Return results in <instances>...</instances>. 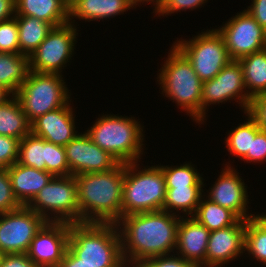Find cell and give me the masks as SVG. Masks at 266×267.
<instances>
[{"mask_svg": "<svg viewBox=\"0 0 266 267\" xmlns=\"http://www.w3.org/2000/svg\"><path fill=\"white\" fill-rule=\"evenodd\" d=\"M178 216L160 210L121 217L116 224L126 265L138 266L147 259L171 255L177 245Z\"/></svg>", "mask_w": 266, "mask_h": 267, "instance_id": "cell-1", "label": "cell"}, {"mask_svg": "<svg viewBox=\"0 0 266 267\" xmlns=\"http://www.w3.org/2000/svg\"><path fill=\"white\" fill-rule=\"evenodd\" d=\"M125 164L75 176L81 223H117L122 217Z\"/></svg>", "mask_w": 266, "mask_h": 267, "instance_id": "cell-2", "label": "cell"}, {"mask_svg": "<svg viewBox=\"0 0 266 267\" xmlns=\"http://www.w3.org/2000/svg\"><path fill=\"white\" fill-rule=\"evenodd\" d=\"M68 248L94 267H125L115 223H71Z\"/></svg>", "mask_w": 266, "mask_h": 267, "instance_id": "cell-3", "label": "cell"}, {"mask_svg": "<svg viewBox=\"0 0 266 267\" xmlns=\"http://www.w3.org/2000/svg\"><path fill=\"white\" fill-rule=\"evenodd\" d=\"M168 58L159 70L157 81L165 97L173 100L191 118L201 124L202 84L191 62L173 44Z\"/></svg>", "mask_w": 266, "mask_h": 267, "instance_id": "cell-4", "label": "cell"}, {"mask_svg": "<svg viewBox=\"0 0 266 267\" xmlns=\"http://www.w3.org/2000/svg\"><path fill=\"white\" fill-rule=\"evenodd\" d=\"M86 130L89 138L119 163L138 162L143 154V126L134 117L103 115Z\"/></svg>", "mask_w": 266, "mask_h": 267, "instance_id": "cell-5", "label": "cell"}, {"mask_svg": "<svg viewBox=\"0 0 266 267\" xmlns=\"http://www.w3.org/2000/svg\"><path fill=\"white\" fill-rule=\"evenodd\" d=\"M139 165L138 162L125 164L122 217L163 210L167 189L162 169L154 165L141 170Z\"/></svg>", "mask_w": 266, "mask_h": 267, "instance_id": "cell-6", "label": "cell"}, {"mask_svg": "<svg viewBox=\"0 0 266 267\" xmlns=\"http://www.w3.org/2000/svg\"><path fill=\"white\" fill-rule=\"evenodd\" d=\"M62 76L29 71L15 96L31 123L39 116L63 107L70 100Z\"/></svg>", "mask_w": 266, "mask_h": 267, "instance_id": "cell-7", "label": "cell"}, {"mask_svg": "<svg viewBox=\"0 0 266 267\" xmlns=\"http://www.w3.org/2000/svg\"><path fill=\"white\" fill-rule=\"evenodd\" d=\"M27 207L49 222L81 223L75 176L53 177Z\"/></svg>", "mask_w": 266, "mask_h": 267, "instance_id": "cell-8", "label": "cell"}, {"mask_svg": "<svg viewBox=\"0 0 266 267\" xmlns=\"http://www.w3.org/2000/svg\"><path fill=\"white\" fill-rule=\"evenodd\" d=\"M173 44L191 62L202 82L214 78L232 61L223 36L215 28L198 33L189 41L177 39Z\"/></svg>", "mask_w": 266, "mask_h": 267, "instance_id": "cell-9", "label": "cell"}, {"mask_svg": "<svg viewBox=\"0 0 266 267\" xmlns=\"http://www.w3.org/2000/svg\"><path fill=\"white\" fill-rule=\"evenodd\" d=\"M73 23L75 20L52 28L45 40L29 56L30 71L62 75V69L74 54L75 39L78 36V30Z\"/></svg>", "mask_w": 266, "mask_h": 267, "instance_id": "cell-10", "label": "cell"}, {"mask_svg": "<svg viewBox=\"0 0 266 267\" xmlns=\"http://www.w3.org/2000/svg\"><path fill=\"white\" fill-rule=\"evenodd\" d=\"M232 99L239 102L238 104H240L239 106L242 107L244 113L247 112L251 97L248 95L244 83L242 66L237 60H232L214 78L203 82L201 124L206 118V109L209 105H216V103L219 104Z\"/></svg>", "mask_w": 266, "mask_h": 267, "instance_id": "cell-11", "label": "cell"}, {"mask_svg": "<svg viewBox=\"0 0 266 267\" xmlns=\"http://www.w3.org/2000/svg\"><path fill=\"white\" fill-rule=\"evenodd\" d=\"M47 221L27 206L0 214V254L26 253Z\"/></svg>", "mask_w": 266, "mask_h": 267, "instance_id": "cell-12", "label": "cell"}, {"mask_svg": "<svg viewBox=\"0 0 266 267\" xmlns=\"http://www.w3.org/2000/svg\"><path fill=\"white\" fill-rule=\"evenodd\" d=\"M225 23L217 31L223 36L232 60L266 48V30L245 10Z\"/></svg>", "mask_w": 266, "mask_h": 267, "instance_id": "cell-13", "label": "cell"}, {"mask_svg": "<svg viewBox=\"0 0 266 267\" xmlns=\"http://www.w3.org/2000/svg\"><path fill=\"white\" fill-rule=\"evenodd\" d=\"M70 224L47 221L33 238L27 256L38 267H59L68 249Z\"/></svg>", "mask_w": 266, "mask_h": 267, "instance_id": "cell-14", "label": "cell"}, {"mask_svg": "<svg viewBox=\"0 0 266 267\" xmlns=\"http://www.w3.org/2000/svg\"><path fill=\"white\" fill-rule=\"evenodd\" d=\"M66 159L71 175L96 173L115 168L119 162L98 147L84 132L76 135L66 146Z\"/></svg>", "mask_w": 266, "mask_h": 267, "instance_id": "cell-15", "label": "cell"}, {"mask_svg": "<svg viewBox=\"0 0 266 267\" xmlns=\"http://www.w3.org/2000/svg\"><path fill=\"white\" fill-rule=\"evenodd\" d=\"M219 178L209 189L208 199L219 204L223 208L232 211L239 219L248 220L255 215L248 214V193L244 180L239 176L236 169L227 166L224 167ZM249 215V216H248Z\"/></svg>", "mask_w": 266, "mask_h": 267, "instance_id": "cell-16", "label": "cell"}, {"mask_svg": "<svg viewBox=\"0 0 266 267\" xmlns=\"http://www.w3.org/2000/svg\"><path fill=\"white\" fill-rule=\"evenodd\" d=\"M246 220L239 219L234 225L210 231L206 251V267L225 266L240 257L245 245ZM242 253V254H241Z\"/></svg>", "mask_w": 266, "mask_h": 267, "instance_id": "cell-17", "label": "cell"}, {"mask_svg": "<svg viewBox=\"0 0 266 267\" xmlns=\"http://www.w3.org/2000/svg\"><path fill=\"white\" fill-rule=\"evenodd\" d=\"M68 101L63 107L39 116L31 123V132L55 145L65 147L76 135L75 113Z\"/></svg>", "mask_w": 266, "mask_h": 267, "instance_id": "cell-18", "label": "cell"}, {"mask_svg": "<svg viewBox=\"0 0 266 267\" xmlns=\"http://www.w3.org/2000/svg\"><path fill=\"white\" fill-rule=\"evenodd\" d=\"M210 231L193 216L183 218L177 228L176 253L188 262L206 267V251Z\"/></svg>", "mask_w": 266, "mask_h": 267, "instance_id": "cell-19", "label": "cell"}, {"mask_svg": "<svg viewBox=\"0 0 266 267\" xmlns=\"http://www.w3.org/2000/svg\"><path fill=\"white\" fill-rule=\"evenodd\" d=\"M7 170L14 197L21 206H27L54 177L47 171L27 167L18 162Z\"/></svg>", "mask_w": 266, "mask_h": 267, "instance_id": "cell-20", "label": "cell"}, {"mask_svg": "<svg viewBox=\"0 0 266 267\" xmlns=\"http://www.w3.org/2000/svg\"><path fill=\"white\" fill-rule=\"evenodd\" d=\"M133 7L132 0H73L69 5V23H72L75 17L80 20L85 19V22L108 19L124 14L127 9Z\"/></svg>", "mask_w": 266, "mask_h": 267, "instance_id": "cell-21", "label": "cell"}, {"mask_svg": "<svg viewBox=\"0 0 266 267\" xmlns=\"http://www.w3.org/2000/svg\"><path fill=\"white\" fill-rule=\"evenodd\" d=\"M15 16H32L53 27L69 23V6L62 0H15Z\"/></svg>", "mask_w": 266, "mask_h": 267, "instance_id": "cell-22", "label": "cell"}, {"mask_svg": "<svg viewBox=\"0 0 266 267\" xmlns=\"http://www.w3.org/2000/svg\"><path fill=\"white\" fill-rule=\"evenodd\" d=\"M31 133V122L15 95L0 105V135L19 141Z\"/></svg>", "mask_w": 266, "mask_h": 267, "instance_id": "cell-23", "label": "cell"}, {"mask_svg": "<svg viewBox=\"0 0 266 267\" xmlns=\"http://www.w3.org/2000/svg\"><path fill=\"white\" fill-rule=\"evenodd\" d=\"M29 71L28 56L0 52V85L12 95L19 90Z\"/></svg>", "mask_w": 266, "mask_h": 267, "instance_id": "cell-24", "label": "cell"}, {"mask_svg": "<svg viewBox=\"0 0 266 267\" xmlns=\"http://www.w3.org/2000/svg\"><path fill=\"white\" fill-rule=\"evenodd\" d=\"M18 25L20 54L30 56L45 40L53 26L32 16H15Z\"/></svg>", "mask_w": 266, "mask_h": 267, "instance_id": "cell-25", "label": "cell"}, {"mask_svg": "<svg viewBox=\"0 0 266 267\" xmlns=\"http://www.w3.org/2000/svg\"><path fill=\"white\" fill-rule=\"evenodd\" d=\"M243 69L244 83L252 98L266 93V48L238 60Z\"/></svg>", "mask_w": 266, "mask_h": 267, "instance_id": "cell-26", "label": "cell"}, {"mask_svg": "<svg viewBox=\"0 0 266 267\" xmlns=\"http://www.w3.org/2000/svg\"><path fill=\"white\" fill-rule=\"evenodd\" d=\"M166 189L163 211L174 215H178L176 212L181 211L184 215L186 213L188 217L193 216L201 198L206 196L203 194L205 192L202 187H176ZM175 210L176 212H174Z\"/></svg>", "mask_w": 266, "mask_h": 267, "instance_id": "cell-27", "label": "cell"}, {"mask_svg": "<svg viewBox=\"0 0 266 267\" xmlns=\"http://www.w3.org/2000/svg\"><path fill=\"white\" fill-rule=\"evenodd\" d=\"M201 198L193 217L209 231L234 225L239 218L229 209L223 208L210 199Z\"/></svg>", "mask_w": 266, "mask_h": 267, "instance_id": "cell-28", "label": "cell"}, {"mask_svg": "<svg viewBox=\"0 0 266 267\" xmlns=\"http://www.w3.org/2000/svg\"><path fill=\"white\" fill-rule=\"evenodd\" d=\"M248 119L244 123H240L239 126L235 127L228 134L225 139L227 151L230 155L240 157L241 159L247 154L251 153L252 140H254L256 134L261 130L257 125L256 121L245 112Z\"/></svg>", "mask_w": 266, "mask_h": 267, "instance_id": "cell-29", "label": "cell"}, {"mask_svg": "<svg viewBox=\"0 0 266 267\" xmlns=\"http://www.w3.org/2000/svg\"><path fill=\"white\" fill-rule=\"evenodd\" d=\"M244 251L266 264V213L246 220Z\"/></svg>", "mask_w": 266, "mask_h": 267, "instance_id": "cell-30", "label": "cell"}, {"mask_svg": "<svg viewBox=\"0 0 266 267\" xmlns=\"http://www.w3.org/2000/svg\"><path fill=\"white\" fill-rule=\"evenodd\" d=\"M46 140L32 132L19 141L18 163L46 171Z\"/></svg>", "mask_w": 266, "mask_h": 267, "instance_id": "cell-31", "label": "cell"}, {"mask_svg": "<svg viewBox=\"0 0 266 267\" xmlns=\"http://www.w3.org/2000/svg\"><path fill=\"white\" fill-rule=\"evenodd\" d=\"M191 163L185 162L180 166H159L166 181V188L176 187H203V177L200 173H197V169L193 167Z\"/></svg>", "mask_w": 266, "mask_h": 267, "instance_id": "cell-32", "label": "cell"}, {"mask_svg": "<svg viewBox=\"0 0 266 267\" xmlns=\"http://www.w3.org/2000/svg\"><path fill=\"white\" fill-rule=\"evenodd\" d=\"M46 171L54 177L70 176L65 147L46 141Z\"/></svg>", "mask_w": 266, "mask_h": 267, "instance_id": "cell-33", "label": "cell"}, {"mask_svg": "<svg viewBox=\"0 0 266 267\" xmlns=\"http://www.w3.org/2000/svg\"><path fill=\"white\" fill-rule=\"evenodd\" d=\"M0 52L20 53L16 17L0 22Z\"/></svg>", "mask_w": 266, "mask_h": 267, "instance_id": "cell-34", "label": "cell"}, {"mask_svg": "<svg viewBox=\"0 0 266 267\" xmlns=\"http://www.w3.org/2000/svg\"><path fill=\"white\" fill-rule=\"evenodd\" d=\"M21 207L14 197L7 168H0V214L11 212Z\"/></svg>", "mask_w": 266, "mask_h": 267, "instance_id": "cell-35", "label": "cell"}, {"mask_svg": "<svg viewBox=\"0 0 266 267\" xmlns=\"http://www.w3.org/2000/svg\"><path fill=\"white\" fill-rule=\"evenodd\" d=\"M19 140L0 135V168H9L18 161Z\"/></svg>", "mask_w": 266, "mask_h": 267, "instance_id": "cell-36", "label": "cell"}, {"mask_svg": "<svg viewBox=\"0 0 266 267\" xmlns=\"http://www.w3.org/2000/svg\"><path fill=\"white\" fill-rule=\"evenodd\" d=\"M176 255V256H175ZM162 255L143 261L138 267H200L183 259L176 253L173 255Z\"/></svg>", "mask_w": 266, "mask_h": 267, "instance_id": "cell-37", "label": "cell"}, {"mask_svg": "<svg viewBox=\"0 0 266 267\" xmlns=\"http://www.w3.org/2000/svg\"><path fill=\"white\" fill-rule=\"evenodd\" d=\"M207 0H165L164 3L160 6V8L154 12L155 14L160 15H170L172 13L180 12L181 10H193L197 9V7H202Z\"/></svg>", "mask_w": 266, "mask_h": 267, "instance_id": "cell-38", "label": "cell"}, {"mask_svg": "<svg viewBox=\"0 0 266 267\" xmlns=\"http://www.w3.org/2000/svg\"><path fill=\"white\" fill-rule=\"evenodd\" d=\"M247 113L262 130L266 131V93L251 98Z\"/></svg>", "mask_w": 266, "mask_h": 267, "instance_id": "cell-39", "label": "cell"}, {"mask_svg": "<svg viewBox=\"0 0 266 267\" xmlns=\"http://www.w3.org/2000/svg\"><path fill=\"white\" fill-rule=\"evenodd\" d=\"M247 163L266 161V131L260 130L252 140L251 153H247L242 159Z\"/></svg>", "mask_w": 266, "mask_h": 267, "instance_id": "cell-40", "label": "cell"}, {"mask_svg": "<svg viewBox=\"0 0 266 267\" xmlns=\"http://www.w3.org/2000/svg\"><path fill=\"white\" fill-rule=\"evenodd\" d=\"M0 267H38L26 253L1 254Z\"/></svg>", "mask_w": 266, "mask_h": 267, "instance_id": "cell-41", "label": "cell"}, {"mask_svg": "<svg viewBox=\"0 0 266 267\" xmlns=\"http://www.w3.org/2000/svg\"><path fill=\"white\" fill-rule=\"evenodd\" d=\"M252 3L247 9L248 12L266 30V0H251Z\"/></svg>", "mask_w": 266, "mask_h": 267, "instance_id": "cell-42", "label": "cell"}, {"mask_svg": "<svg viewBox=\"0 0 266 267\" xmlns=\"http://www.w3.org/2000/svg\"><path fill=\"white\" fill-rule=\"evenodd\" d=\"M59 267H94L82 262L69 248L67 249Z\"/></svg>", "mask_w": 266, "mask_h": 267, "instance_id": "cell-43", "label": "cell"}, {"mask_svg": "<svg viewBox=\"0 0 266 267\" xmlns=\"http://www.w3.org/2000/svg\"><path fill=\"white\" fill-rule=\"evenodd\" d=\"M15 16V0H0V22Z\"/></svg>", "mask_w": 266, "mask_h": 267, "instance_id": "cell-44", "label": "cell"}, {"mask_svg": "<svg viewBox=\"0 0 266 267\" xmlns=\"http://www.w3.org/2000/svg\"><path fill=\"white\" fill-rule=\"evenodd\" d=\"M164 1L165 0H132V2H133V4H134L135 7L137 5L139 6V4H141V2H142V4L145 3V2H147V4H148V2H150V3L153 2L154 3L153 5H154L155 12L160 8V6L164 3Z\"/></svg>", "mask_w": 266, "mask_h": 267, "instance_id": "cell-45", "label": "cell"}, {"mask_svg": "<svg viewBox=\"0 0 266 267\" xmlns=\"http://www.w3.org/2000/svg\"><path fill=\"white\" fill-rule=\"evenodd\" d=\"M11 93L0 85V105L11 97Z\"/></svg>", "mask_w": 266, "mask_h": 267, "instance_id": "cell-46", "label": "cell"}, {"mask_svg": "<svg viewBox=\"0 0 266 267\" xmlns=\"http://www.w3.org/2000/svg\"><path fill=\"white\" fill-rule=\"evenodd\" d=\"M64 1L68 6L73 2V0H62Z\"/></svg>", "mask_w": 266, "mask_h": 267, "instance_id": "cell-47", "label": "cell"}]
</instances>
